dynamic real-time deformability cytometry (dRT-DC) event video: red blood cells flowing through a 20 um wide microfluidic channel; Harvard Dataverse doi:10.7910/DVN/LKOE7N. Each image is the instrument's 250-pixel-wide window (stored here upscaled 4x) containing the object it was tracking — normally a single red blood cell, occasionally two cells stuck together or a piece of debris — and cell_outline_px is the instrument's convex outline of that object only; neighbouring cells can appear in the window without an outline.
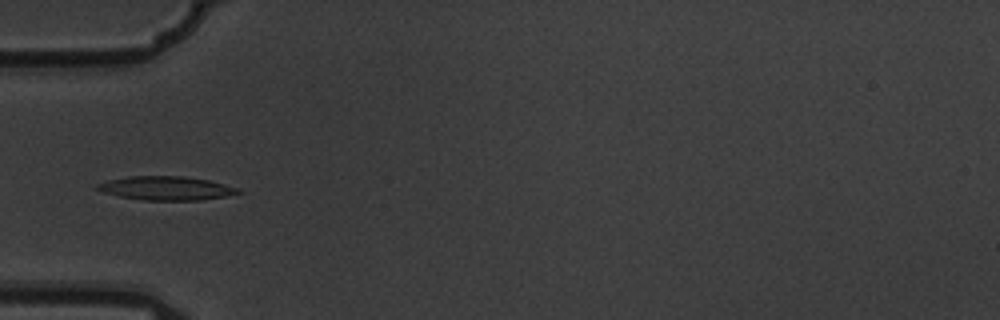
{"species": "common noctule bat (a hibernating species)", "species_latin": "Nyctalus noctula", "temperature_condition": "warm", "stored_images_in_passage": 10, "camera_frame_rate_fps": 3000, "um_per_image_px": 0.085, "animal": {"sex": "male", "body_mass_g": 19.5, "forearm_length_mm": 54.6}, "frame": {"image": 1, "passage_image": 5, "time_ms": 1.333, "image_size_px": [1000, 320], "cell_outline_px": [[244, 192], [224, 196], [200, 200], [144, 200], [120, 196], [104, 192], [96, 188], [96, 184], [108, 180], [128, 176], [184, 176], [208, 180], [224, 184], [236, 188]], "centroid_in_image_um": [14.11, 15.99], "position_along_channel_um": 70.9, "area_um2": 19.31}}
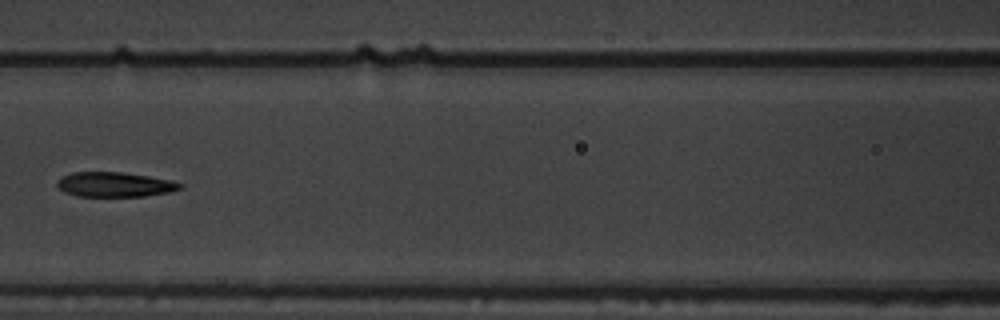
{"frame": {"image": 2, "passage_image": 7, "time_ms": 2.0, "image_size_px": [1000, 320], "cell_outline_px": [[184, 188], [168, 192], [144, 196], [76, 196], [64, 192], [56, 184], [56, 180], [60, 176], [72, 172], [120, 172], [148, 176], [168, 180], [184, 184]], "centroid_in_image_um": [9.71, 15.68], "position_along_channel_um": 156.9, "area_um2": 17.74}}
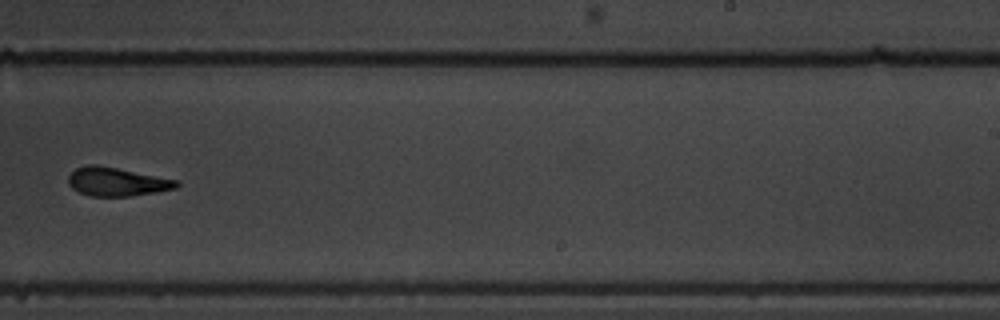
{"frame": {"image": 3, "passage_image": 10, "time_ms": 3.0, "image_size_px": [1000, 320], "cell_outline_px": [[180, 184], [176, 188], [156, 192], [128, 196], [88, 196], [72, 188], [68, 184], [68, 176], [76, 168], [88, 164], [96, 164], [180, 180]], "centroid_in_image_um": [9.93, 15.44], "position_along_channel_um": 279.1, "area_um2": 18.09}}